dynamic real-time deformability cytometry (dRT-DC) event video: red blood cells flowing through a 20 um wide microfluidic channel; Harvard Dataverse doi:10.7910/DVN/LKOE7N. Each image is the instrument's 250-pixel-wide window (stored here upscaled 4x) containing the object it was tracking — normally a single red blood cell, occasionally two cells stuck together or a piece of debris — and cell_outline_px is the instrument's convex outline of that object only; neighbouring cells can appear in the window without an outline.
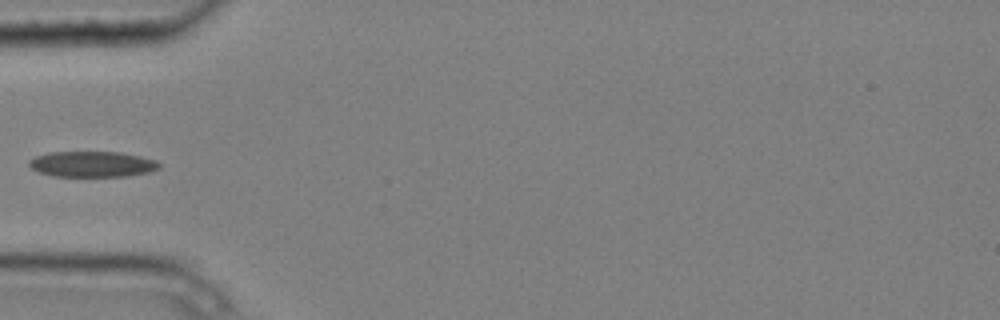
{"species": "common noctule bat (a hibernating species)", "species_latin": "Nyctalus noctula", "temperature_condition": "cold", "stored_images_in_passage": 6, "camera_frame_rate_fps": 3000, "um_per_image_px": 0.085, "animal": {"sex": "male", "body_mass_g": 20.4}, "frame": {"image": 1, "passage_image": 5, "time_ms": 1.333, "image_size_px": [1000, 320], "cell_outline_px": [[160, 168], [148, 172], [128, 176], [52, 176], [40, 172], [32, 168], [28, 164], [28, 160], [36, 156], [48, 152], [120, 152], [140, 156], [156, 160], [160, 164]], "centroid_in_image_um": [7.84, 13.95], "position_along_channel_um": 77.2, "area_um2": 19.48}}
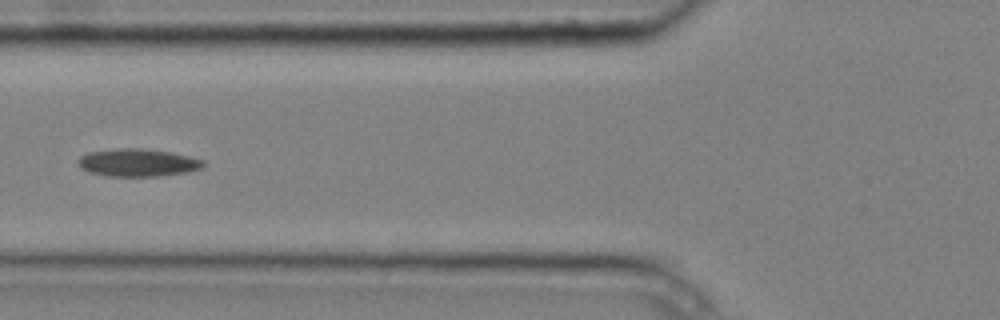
{"frame": {"image": 2, "passage_image": 6, "time_ms": 1.667, "image_size_px": [1000, 320], "cell_outline_px": [[204, 168], [188, 172], [156, 176], [104, 176], [88, 172], [80, 168], [76, 164], [76, 160], [80, 156], [88, 152], [116, 148], [140, 148], [172, 152], [204, 160]], "centroid_in_image_um": [11.66, 13.82], "position_along_channel_um": 114.1, "area_um2": 20.52}}